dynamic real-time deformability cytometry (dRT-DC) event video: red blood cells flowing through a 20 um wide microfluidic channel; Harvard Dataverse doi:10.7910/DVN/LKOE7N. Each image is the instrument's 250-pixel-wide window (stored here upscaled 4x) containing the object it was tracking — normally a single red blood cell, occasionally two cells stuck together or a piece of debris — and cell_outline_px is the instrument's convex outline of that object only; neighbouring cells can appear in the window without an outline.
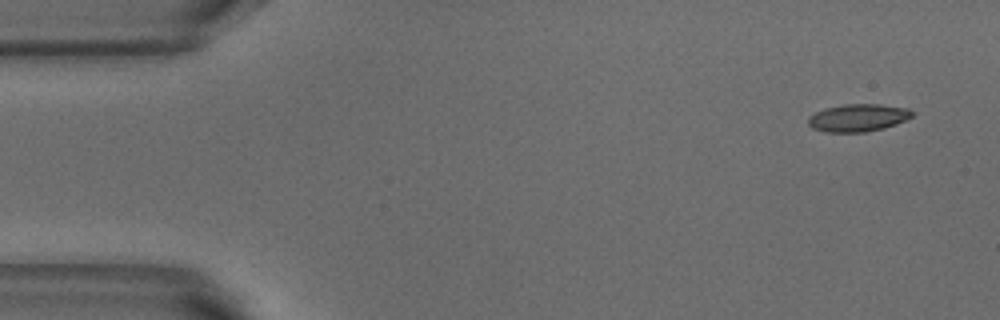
{"species": "common noctule bat (a hibernating species)", "species_latin": "Nyctalus noctula", "temperature_condition": "warm", "stored_images_in_passage": 4, "camera_frame_rate_fps": 3000, "um_per_image_px": 0.085, "animal": {"sex": "male", "body_mass_g": 18.8}, "frame": {"image": 1, "passage_image": 1, "time_ms": 0.0, "image_size_px": [1000, 320], "cell_outline_px": [[916, 112], [912, 116], [896, 124], [884, 128], [864, 132], [824, 132], [812, 128], [808, 124], [808, 116], [824, 108], [844, 104], [880, 104], [908, 108]], "centroid_in_image_um": [72.92, 10.0], "position_along_channel_um": 12.1, "area_um2": 16.82}}
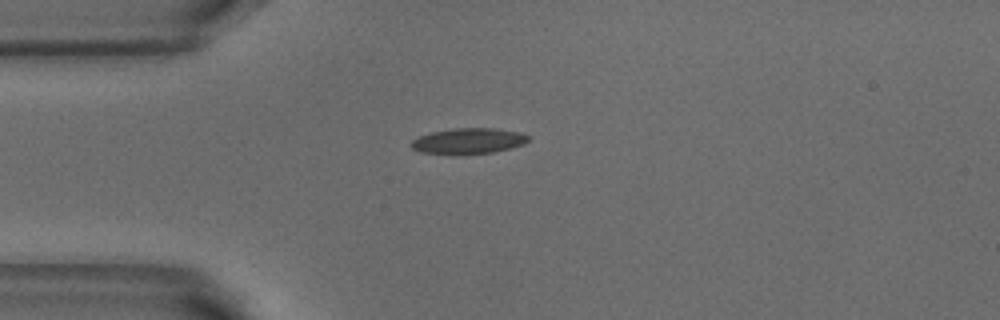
{"frame": {"image": 2, "passage_image": 3, "time_ms": 0.667, "image_size_px": [1000, 320], "cell_outline_px": [[528, 140], [524, 144], [492, 152], [452, 156], [420, 152], [412, 148], [408, 144], [412, 140], [420, 136], [432, 132], [452, 128], [492, 128], [520, 132], [528, 136]], "centroid_in_image_um": [39.74, 12.0], "position_along_channel_um": 45.3, "area_um2": 17.8}}